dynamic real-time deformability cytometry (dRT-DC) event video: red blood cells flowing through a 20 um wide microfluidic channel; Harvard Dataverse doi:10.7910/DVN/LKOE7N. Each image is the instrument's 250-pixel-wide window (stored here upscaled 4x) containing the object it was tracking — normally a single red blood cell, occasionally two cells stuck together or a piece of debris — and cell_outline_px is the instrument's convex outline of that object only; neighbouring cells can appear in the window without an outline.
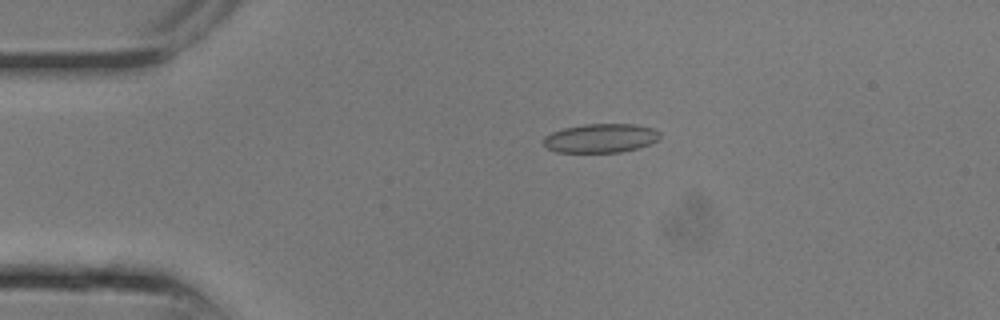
{"species": "common noctule bat (a hibernating species)", "species_latin": "Nyctalus noctula", "temperature_condition": "room temperature", "stored_images_in_passage": 7, "camera_frame_rate_fps": 3000, "um_per_image_px": 0.085, "animal": {"sex": "male", "body_mass_g": 13.3}, "frame": {"image": 1, "passage_image": 5, "time_ms": 1.333, "image_size_px": [1000, 320], "cell_outline_px": [[660, 136], [656, 140], [640, 148], [620, 152], [556, 152], [548, 148], [544, 144], [544, 136], [552, 132], [564, 128], [584, 124], [636, 124], [652, 128], [660, 132]], "centroid_in_image_um": [51.06, 11.74], "position_along_channel_um": 33.9, "area_um2": 19.59}}